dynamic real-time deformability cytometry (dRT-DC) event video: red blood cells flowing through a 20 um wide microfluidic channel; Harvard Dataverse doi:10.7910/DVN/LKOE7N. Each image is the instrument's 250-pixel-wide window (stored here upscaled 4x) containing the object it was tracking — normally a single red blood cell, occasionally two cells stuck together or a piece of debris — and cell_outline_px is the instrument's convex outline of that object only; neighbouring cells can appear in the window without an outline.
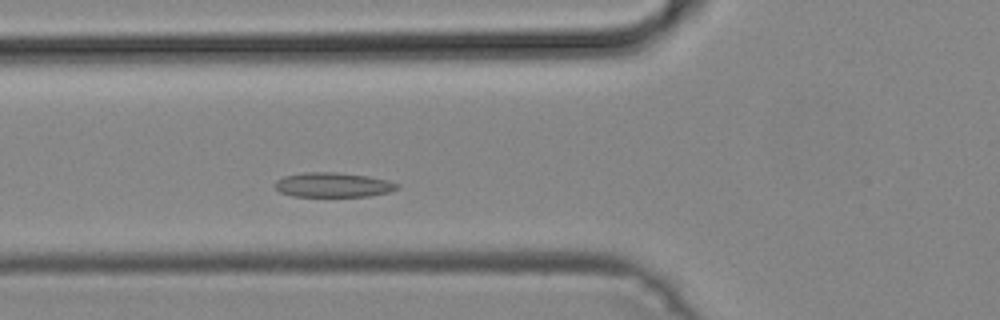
{"species": "common noctule bat (a hibernating species)", "species_latin": "Nyctalus noctula", "temperature_condition": "cold", "stored_images_in_passage": 39, "camera_frame_rate_fps": 3000, "um_per_image_px": 0.085, "animal": {"sex": "male", "body_mass_g": 19.2, "forearm_length_mm": 51.8}, "frame": {"image": 1, "passage_image": 11, "time_ms": 3.333, "image_size_px": [1000, 320], "cell_outline_px": [[400, 188], [388, 192], [368, 196], [292, 196], [280, 192], [272, 184], [276, 180], [284, 176], [304, 172], [336, 172], [368, 176], [388, 180], [400, 184]], "centroid_in_image_um": [28.3, 15.71], "position_along_channel_um": 97.5, "area_um2": 17.63}}
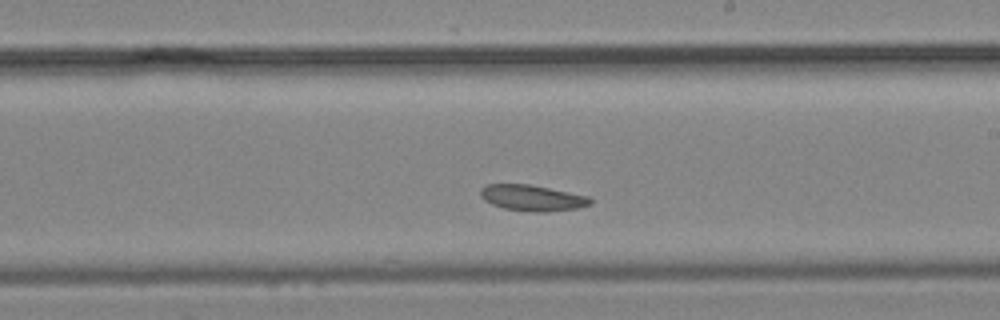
{"frame": {"image": 2, "passage_image": 22, "time_ms": 7.0, "image_size_px": [1000, 320], "cell_outline_px": [[592, 204], [576, 208], [548, 212], [536, 212], [504, 208], [492, 204], [484, 200], [480, 196], [480, 188], [484, 184], [528, 184], [588, 196], [592, 200]], "centroid_in_image_um": [45.21, 16.82], "position_along_channel_um": 243.8, "area_um2": 16.53}}
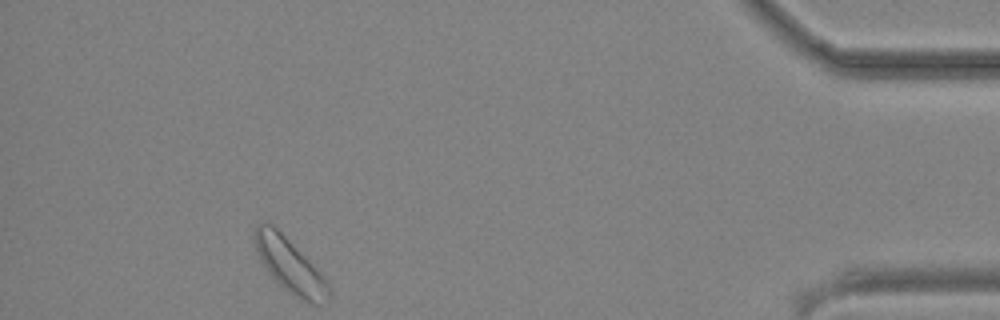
{"frame": {"image": 3, "passage_image": 39, "time_ms": 12.667, "image_size_px": [1000, 320], "cell_outline_px": [[332, 300], [328, 304], [312, 304], [300, 300], [288, 292], [268, 272], [260, 260], [256, 252], [252, 236], [256, 224], [260, 220], [268, 220], [328, 280], [332, 292]], "centroid_in_image_um": [24.65, 22.59], "position_along_channel_um": 410.6, "area_um2": 23.87}}